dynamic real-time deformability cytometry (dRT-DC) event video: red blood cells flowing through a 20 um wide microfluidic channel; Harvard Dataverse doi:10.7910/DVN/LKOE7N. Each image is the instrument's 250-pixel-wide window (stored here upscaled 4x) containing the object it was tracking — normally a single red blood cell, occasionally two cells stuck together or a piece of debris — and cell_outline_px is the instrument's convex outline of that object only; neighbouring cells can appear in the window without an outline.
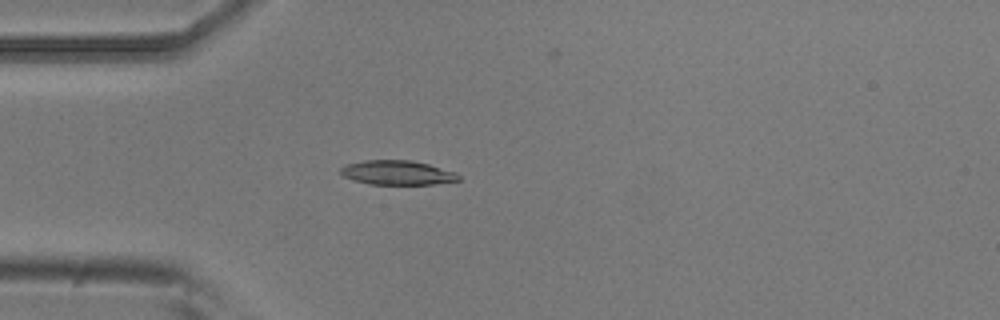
{"species": "common noctule bat (a hibernating species)", "species_latin": "Nyctalus noctula", "temperature_condition": "room temperature", "stored_images_in_passage": 5, "camera_frame_rate_fps": 3000, "um_per_image_px": 0.085, "animal": {"sex": "male", "body_mass_g": 20.5, "forearm_length_mm": 52.5}, "frame": {"image": 1, "passage_image": 4, "time_ms": 1.0, "image_size_px": [1000, 320], "cell_outline_px": [[460, 180], [432, 184], [368, 184], [352, 180], [344, 176], [340, 172], [340, 168], [348, 164], [364, 160], [412, 160], [428, 164], [456, 172], [460, 176]], "centroid_in_image_um": [33.77, 14.67], "position_along_channel_um": 51.2, "area_um2": 16.7}}